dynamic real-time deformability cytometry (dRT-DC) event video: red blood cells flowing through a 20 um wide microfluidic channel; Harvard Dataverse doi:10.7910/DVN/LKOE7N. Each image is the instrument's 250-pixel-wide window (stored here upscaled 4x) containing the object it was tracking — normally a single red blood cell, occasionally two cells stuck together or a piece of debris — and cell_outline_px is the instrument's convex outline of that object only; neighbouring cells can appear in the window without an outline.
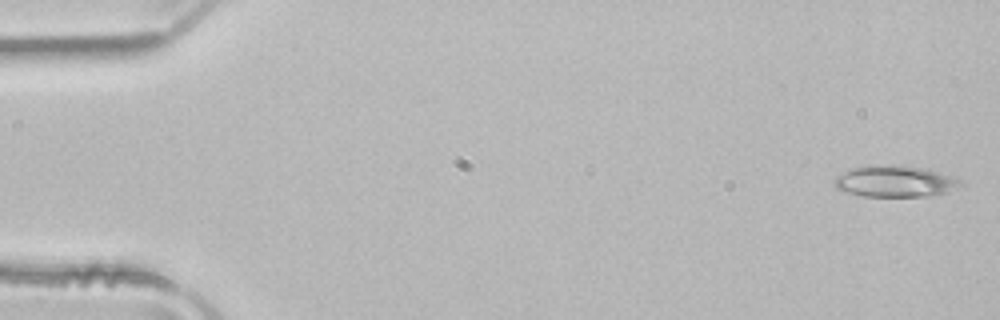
{"species": "common noctule bat (a hibernating species)", "species_latin": "Nyctalus noctula", "temperature_condition": "room temperature", "stored_images_in_passage": 50, "camera_frame_rate_fps": 3000, "um_per_image_px": 0.085, "animal": {"sex": "male", "body_mass_g": 21.5, "forearm_length_mm": 52.0}, "frame": {"image": 1, "passage_image": 1, "time_ms": 0.0, "image_size_px": [1000, 320], "cell_outline_px": [[964, 184], [948, 192], [924, 196], [864, 196], [848, 192], [836, 188], [836, 176], [844, 172], [856, 168], [872, 164], [876, 164], [920, 168], [936, 172], [960, 180]], "centroid_in_image_um": [76.07, 15.42], "position_along_channel_um": 8.9, "area_um2": 22.31}}
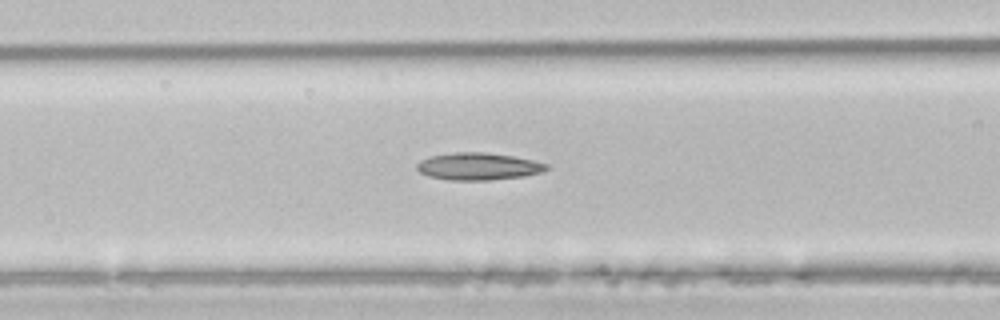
{"frame": {"image": 2, "passage_image": 20, "time_ms": 6.333, "image_size_px": [1000, 320], "cell_outline_px": [[552, 168], [544, 172], [524, 176], [488, 180], [448, 180], [428, 176], [420, 172], [416, 168], [416, 164], [420, 160], [432, 156], [456, 152], [484, 152], [512, 156], [532, 160], [548, 164]], "centroid_in_image_um": [40.69, 14.15], "position_along_channel_um": 125.9, "area_um2": 20.63}}
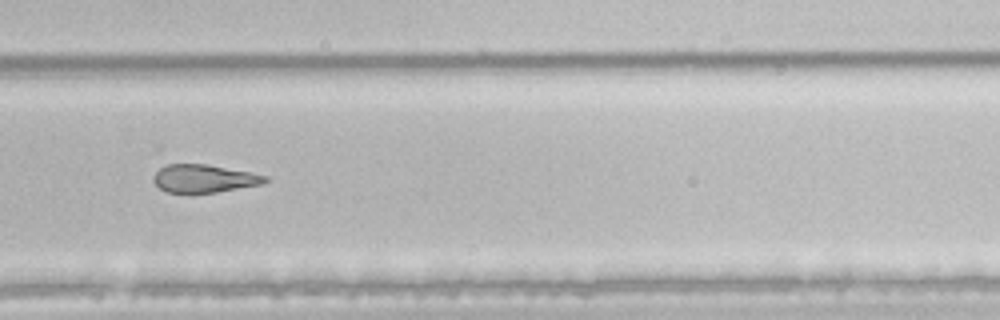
{"frame": {"image": 3, "passage_image": 34, "time_ms": 11.0, "image_size_px": [1000, 320], "cell_outline_px": [[268, 180], [260, 184], [216, 192], [168, 192], [160, 188], [156, 184], [156, 172], [160, 168], [168, 164], [208, 164], [268, 176]], "centroid_in_image_um": [17.36, 15.16], "position_along_channel_um": 312.4, "area_um2": 17.63}, "authors_computed_cell_mechanics": {"area_um2": 20.9814, "velocity_mm_per_s": 4.0153, "shape_relaxation_time_tau1_ms": null, "shape_relaxation_time_tau2_ms": 9.506, "deformation_change_tau1": null, "deformation_change_tau2": 0.2346}}